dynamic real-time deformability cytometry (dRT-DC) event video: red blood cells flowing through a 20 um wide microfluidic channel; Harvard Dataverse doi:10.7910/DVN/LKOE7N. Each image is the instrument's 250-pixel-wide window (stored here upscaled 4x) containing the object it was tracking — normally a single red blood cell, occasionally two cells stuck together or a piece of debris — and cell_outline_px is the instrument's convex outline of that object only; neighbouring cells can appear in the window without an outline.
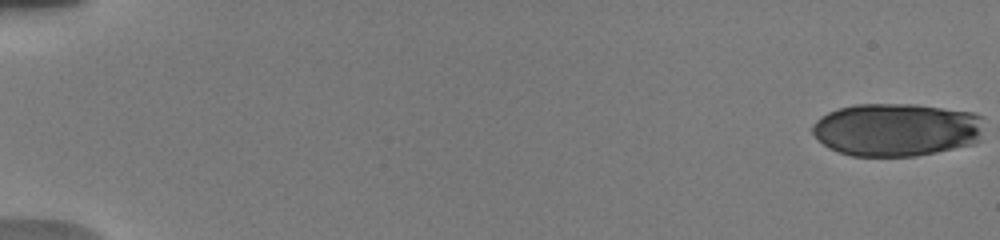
{"species": "human", "species_latin": "Homo sapiens", "temperature_condition": "warm", "stored_images_in_passage": 18, "camera_frame_rate_fps": 3000, "um_per_image_px": 0.085, "donor": {"sex": "male"}, "frame": {"image": 1, "passage_image": 1, "time_ms": 0.0, "image_size_px": [1000, 240], "cell_outline_px": [[984, 116], [980, 140], [976, 144], [916, 156], [852, 156], [828, 148], [812, 132], [812, 124], [820, 116], [828, 112], [840, 108], [856, 104], [916, 104], [972, 112]], "centroid_in_image_um": [76.24, 11.02], "position_along_channel_um": 8.8, "area_um2": 53.52}}
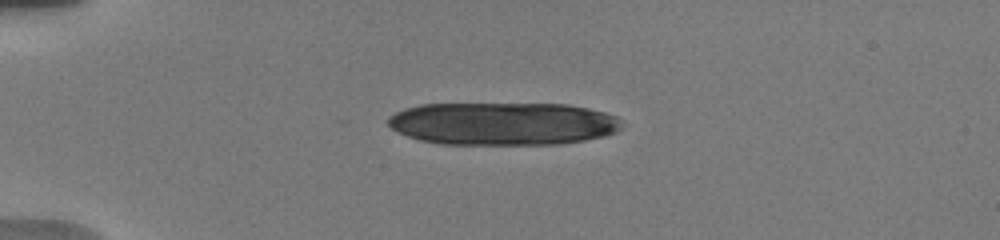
{"frame": {"image": 2, "passage_image": 13, "time_ms": 4.667, "image_size_px": [1000, 240], "cell_outline_px": [[620, 128], [616, 132], [604, 136], [584, 140], [560, 144], [440, 144], [420, 140], [396, 132], [388, 124], [388, 116], [404, 108], [420, 104], [568, 104], [588, 108], [604, 112], [616, 116], [620, 120]], "centroid_in_image_um": [42.72, 10.51], "position_along_channel_um": 42.3, "area_um2": 58.55}}